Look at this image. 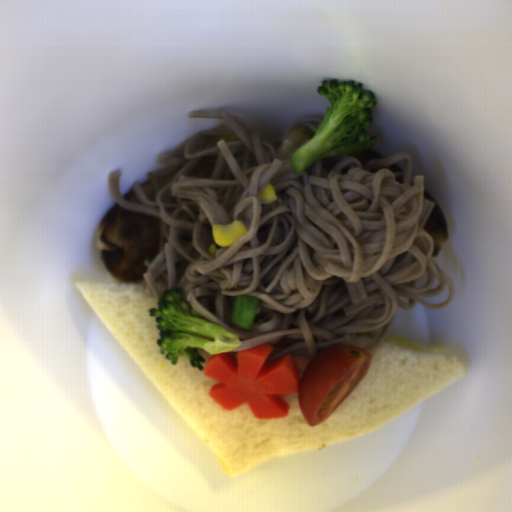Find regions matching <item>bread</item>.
<instances>
[{
	"mask_svg": "<svg viewBox=\"0 0 512 512\" xmlns=\"http://www.w3.org/2000/svg\"><path fill=\"white\" fill-rule=\"evenodd\" d=\"M195 350H197L199 352V354L206 360L205 362H200L201 365L205 368V366L212 354H209L206 350H203V349L197 348V347H195Z\"/></svg>",
	"mask_w": 512,
	"mask_h": 512,
	"instance_id": "bread-4",
	"label": "bread"
},
{
	"mask_svg": "<svg viewBox=\"0 0 512 512\" xmlns=\"http://www.w3.org/2000/svg\"><path fill=\"white\" fill-rule=\"evenodd\" d=\"M288 355L292 356L296 361L300 373V381L310 363L313 361L314 357H312L309 353V350L300 349L289 353Z\"/></svg>",
	"mask_w": 512,
	"mask_h": 512,
	"instance_id": "bread-3",
	"label": "bread"
},
{
	"mask_svg": "<svg viewBox=\"0 0 512 512\" xmlns=\"http://www.w3.org/2000/svg\"><path fill=\"white\" fill-rule=\"evenodd\" d=\"M142 284L77 282L75 287L131 358L187 424L229 477L288 455L337 445L386 426L467 373L462 359L439 347L413 351L383 341L348 397L317 426L300 410L299 393L281 395L282 419L254 417L248 402L227 411L209 395L218 380L160 354V331L149 309L158 299Z\"/></svg>",
	"mask_w": 512,
	"mask_h": 512,
	"instance_id": "bread-1",
	"label": "bread"
},
{
	"mask_svg": "<svg viewBox=\"0 0 512 512\" xmlns=\"http://www.w3.org/2000/svg\"><path fill=\"white\" fill-rule=\"evenodd\" d=\"M381 332L380 330H372L369 332H361L352 336L351 345L357 346L359 348H367L371 347L377 340L380 339Z\"/></svg>",
	"mask_w": 512,
	"mask_h": 512,
	"instance_id": "bread-2",
	"label": "bread"
}]
</instances>
